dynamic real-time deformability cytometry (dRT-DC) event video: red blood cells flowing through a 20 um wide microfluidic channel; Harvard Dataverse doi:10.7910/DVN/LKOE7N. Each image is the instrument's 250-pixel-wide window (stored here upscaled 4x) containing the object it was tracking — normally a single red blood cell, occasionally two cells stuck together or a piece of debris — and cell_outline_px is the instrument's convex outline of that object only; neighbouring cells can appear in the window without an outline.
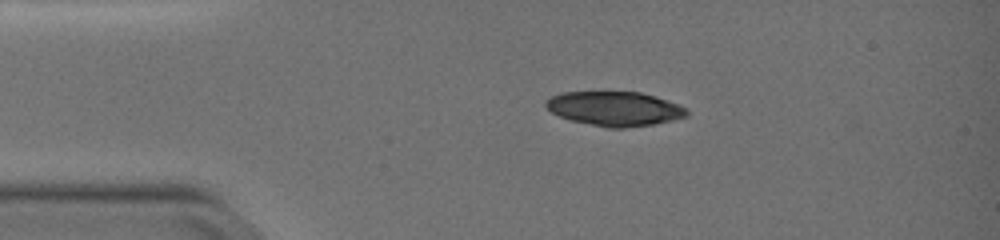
{"species": "common noctule bat (a hibernating species)", "species_latin": "Nyctalus noctula", "temperature_condition": "warm", "stored_images_in_passage": 2, "camera_frame_rate_fps": 3000, "um_per_image_px": 0.085, "animal": {"sex": "female", "body_mass_g": 19.0, "forearm_length_mm": 51.5}, "frame": {"image": 1, "passage_image": 1, "time_ms": 0.0, "image_size_px": [1000, 240], "cell_outline_px": [[688, 116], [672, 120], [652, 124], [624, 128], [608, 128], [572, 120], [560, 116], [552, 112], [544, 104], [544, 100], [560, 92], [640, 92], [656, 96], [688, 108]], "centroid_in_image_um": [52.25, 9.23], "position_along_channel_um": 32.7, "area_um2": 28.15}}